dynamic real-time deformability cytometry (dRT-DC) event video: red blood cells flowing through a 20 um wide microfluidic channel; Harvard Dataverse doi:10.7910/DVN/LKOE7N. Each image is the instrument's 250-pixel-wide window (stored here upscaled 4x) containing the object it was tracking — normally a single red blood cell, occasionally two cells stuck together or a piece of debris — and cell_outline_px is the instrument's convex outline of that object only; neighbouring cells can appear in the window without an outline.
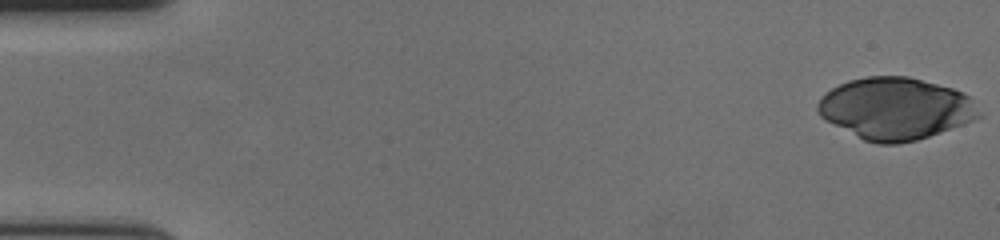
{"species": "human", "species_latin": "Homo sapiens", "temperature_condition": "cold", "stored_images_in_passage": 57, "camera_frame_rate_fps": 3000, "um_per_image_px": 0.085, "donor": {"sex": "female"}, "frame": {"image": 1, "passage_image": 1, "time_ms": 0.0, "image_size_px": [1000, 240], "cell_outline_px": [[984, 116], [940, 132], [916, 140], [896, 144], [880, 144], [864, 140], [824, 120], [816, 112], [816, 104], [820, 96], [824, 92], [848, 80], [868, 76], [908, 76], [952, 88], [968, 96], [972, 100]], "centroid_in_image_um": [76.07, 9.22], "position_along_channel_um": 8.9, "area_um2": 58.2}}